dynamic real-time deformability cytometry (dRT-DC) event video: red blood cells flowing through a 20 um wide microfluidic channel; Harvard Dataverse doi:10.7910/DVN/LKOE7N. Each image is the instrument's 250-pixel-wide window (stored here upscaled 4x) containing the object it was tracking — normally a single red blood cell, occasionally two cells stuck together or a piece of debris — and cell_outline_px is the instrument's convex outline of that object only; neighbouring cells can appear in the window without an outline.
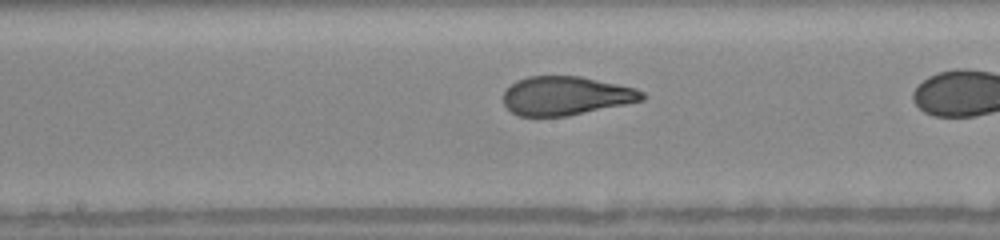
{"species": "human", "species_latin": "Homo sapiens", "temperature_condition": "warm", "stored_images_in_passage": 22, "camera_frame_rate_fps": 3000, "um_per_image_px": 0.085, "donor": {"sex": "female"}, "frame": {"image": 1, "passage_image": 22, "time_ms": 7.667, "image_size_px": [1000, 240], "cell_outline_px": [[644, 100], [568, 116], [520, 116], [512, 112], [504, 104], [504, 88], [516, 80], [528, 76], [580, 76], [636, 88], [644, 92]], "centroid_in_image_um": [48.08, 8.13], "position_along_channel_um": 200.1, "area_um2": 31.39}}